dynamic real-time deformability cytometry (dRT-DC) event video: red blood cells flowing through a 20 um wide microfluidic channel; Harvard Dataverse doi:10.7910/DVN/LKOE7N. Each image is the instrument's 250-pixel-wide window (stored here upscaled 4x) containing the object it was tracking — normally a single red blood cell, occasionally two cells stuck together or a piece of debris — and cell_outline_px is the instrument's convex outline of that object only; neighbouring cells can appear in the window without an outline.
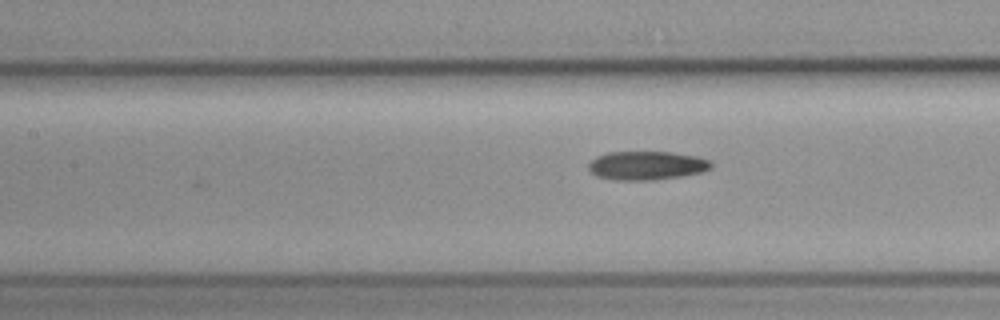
{"species": "common noctule bat (a hibernating species)", "species_latin": "Nyctalus noctula", "temperature_condition": "cold", "stored_images_in_passage": 4, "camera_frame_rate_fps": 3000, "um_per_image_px": 0.085, "animal": {"sex": "female", "body_mass_g": 19.3, "forearm_length_mm": 54.1}, "frame": {"image": 1, "passage_image": 4, "time_ms": 3.333, "image_size_px": [1000, 320], "cell_outline_px": [[712, 168], [700, 172], [680, 176], [656, 180], [612, 180], [596, 176], [588, 168], [588, 164], [596, 156], [608, 152], [672, 152], [696, 156], [712, 160]], "centroid_in_image_um": [54.96, 14.07], "position_along_channel_um": 152.4, "area_um2": 20.63}}